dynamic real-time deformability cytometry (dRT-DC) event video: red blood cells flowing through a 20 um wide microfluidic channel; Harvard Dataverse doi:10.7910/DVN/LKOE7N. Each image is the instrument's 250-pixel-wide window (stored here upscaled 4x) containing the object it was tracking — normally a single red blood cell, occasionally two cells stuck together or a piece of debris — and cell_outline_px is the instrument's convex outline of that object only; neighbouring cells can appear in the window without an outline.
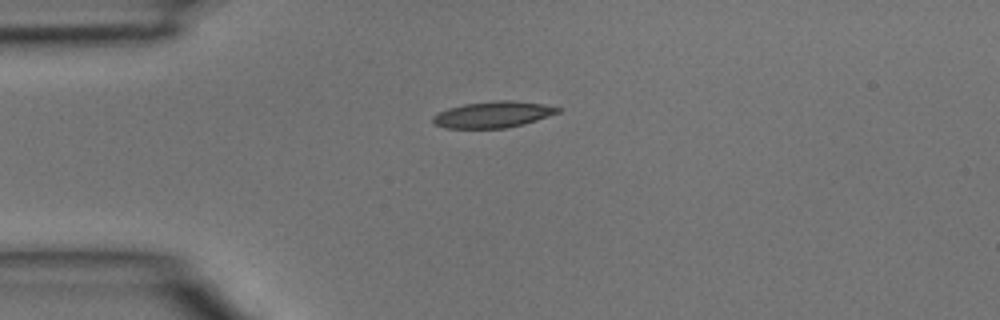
{"species": "common noctule bat (a hibernating species)", "species_latin": "Nyctalus noctula", "temperature_condition": "room temperature", "stored_images_in_passage": 1, "camera_frame_rate_fps": 3000, "um_per_image_px": 0.085, "animal": {"sex": "male", "body_mass_g": 15.6}, "frame": {"image": 1, "passage_image": 1, "time_ms": 0.0, "image_size_px": [1000, 320], "cell_outline_px": [[560, 112], [524, 124], [504, 128], [444, 128], [432, 124], [432, 116], [448, 108], [464, 104], [492, 100], [516, 100], [540, 104], [560, 108]], "centroid_in_image_um": [41.86, 9.73], "position_along_channel_um": 43.1, "area_um2": 19.13}}